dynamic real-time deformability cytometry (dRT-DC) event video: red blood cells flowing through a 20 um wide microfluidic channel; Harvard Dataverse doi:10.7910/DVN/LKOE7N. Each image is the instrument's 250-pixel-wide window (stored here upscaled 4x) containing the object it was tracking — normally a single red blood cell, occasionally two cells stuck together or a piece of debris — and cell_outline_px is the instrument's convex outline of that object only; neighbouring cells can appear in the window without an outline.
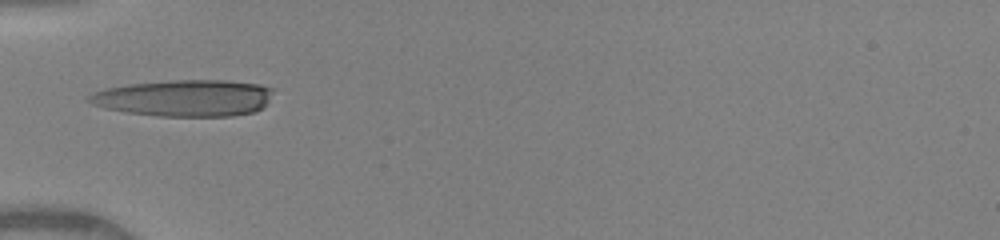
{"species": "human", "species_latin": "Homo sapiens", "temperature_condition": "warm", "stored_images_in_passage": 33, "camera_frame_rate_fps": 3000, "um_per_image_px": 0.085, "donor": {"sex": "female"}, "frame": {"image": 1, "passage_image": 1, "time_ms": 0.0, "image_size_px": [1000, 240], "cell_outline_px": [[276, 88], [264, 108], [256, 112], [232, 116], [156, 116], [128, 112], [104, 108], [92, 104], [84, 100], [92, 92], [108, 88], [128, 84], [172, 80], [228, 80], [260, 84]], "centroid_in_image_um": [15.73, 8.33], "position_along_channel_um": 69.3, "area_um2": 39.82}}
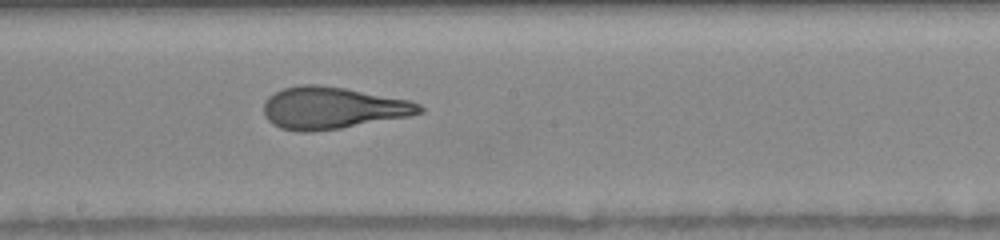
{"frame": {"image": 2, "passage_image": 12, "time_ms": 3.667, "image_size_px": [1000, 240], "cell_outline_px": [[424, 112], [412, 116], [340, 128], [312, 132], [300, 132], [280, 128], [272, 124], [264, 116], [264, 100], [268, 96], [284, 88], [300, 84], [316, 84], [344, 88], [408, 100], [420, 104], [424, 108]], "centroid_in_image_um": [28.25, 9.18], "position_along_channel_um": 220.0, "area_um2": 38.21}}
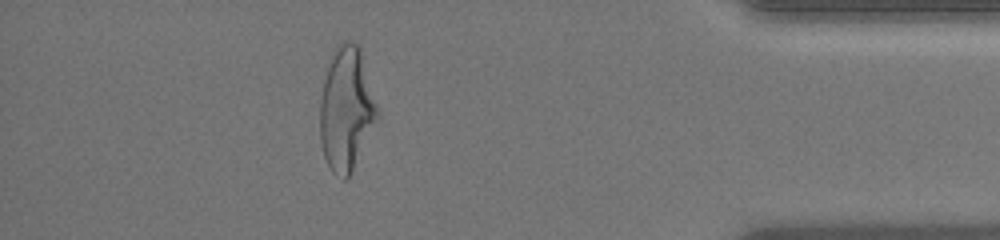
{"frame": {"image": 3, "passage_image": 28, "time_ms": 9.0, "image_size_px": [1000, 240], "cell_outline_px": [[380, 116], [348, 176], [344, 180], [336, 176], [332, 172], [324, 156], [320, 140], [320, 100], [324, 80], [332, 48], [340, 40], [352, 40], [360, 48], [380, 112]], "centroid_in_image_um": [29.44, 9.2], "position_along_channel_um": 405.8, "area_um2": 41.56}, "authors_computed_cell_mechanics": {"area_um2": 38.4948, "velocity_mm_per_s": 4.1293, "shape_relaxation_time_tau1_ms": 5.6138, "shape_relaxation_time_tau2_ms": 1.0464, "deformation_change_tau1": 0.269, "deformation_change_tau2": 0.1094}}